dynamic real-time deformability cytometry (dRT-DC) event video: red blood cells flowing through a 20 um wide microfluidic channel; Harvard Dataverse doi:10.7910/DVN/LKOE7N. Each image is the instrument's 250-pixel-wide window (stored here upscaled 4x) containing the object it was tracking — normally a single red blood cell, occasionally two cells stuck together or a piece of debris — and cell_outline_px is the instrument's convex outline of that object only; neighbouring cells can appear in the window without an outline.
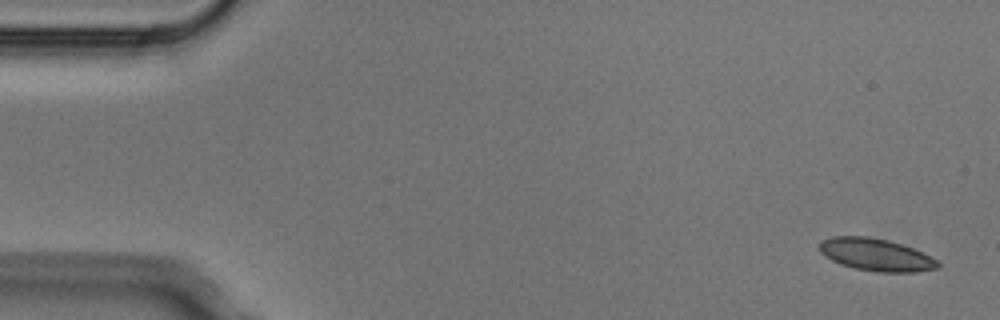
{"species": "Egyptian fruit bat (a non-hibernating species)", "species_latin": "Rousettus aegyptiacus", "temperature_condition": "cold", "stored_images_in_passage": 8, "camera_frame_rate_fps": 3000, "um_per_image_px": 0.085, "animal": {"sex": "male"}, "frame": {"image": 1, "passage_image": 1, "time_ms": 0.0, "image_size_px": [1000, 320], "cell_outline_px": [[940, 268], [916, 272], [880, 272], [856, 268], [840, 264], [824, 256], [820, 252], [820, 240], [832, 236], [868, 236], [888, 240], [912, 248], [936, 260], [940, 264]], "centroid_in_image_um": [74.42, 21.65], "position_along_channel_um": 10.6, "area_um2": 22.2}}
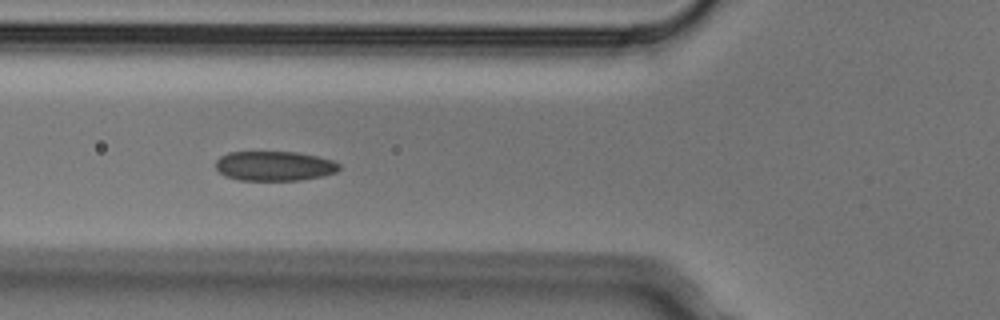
{"frame": {"image": 2, "passage_image": 5, "time_ms": 1.333, "image_size_px": [1000, 320], "cell_outline_px": [[340, 168], [336, 172], [320, 176], [300, 180], [240, 180], [224, 176], [216, 168], [216, 160], [220, 156], [228, 152], [296, 152], [316, 156], [332, 160], [340, 164]], "centroid_in_image_um": [23.3, 14.1], "position_along_channel_um": 102.5, "area_um2": 21.27}}
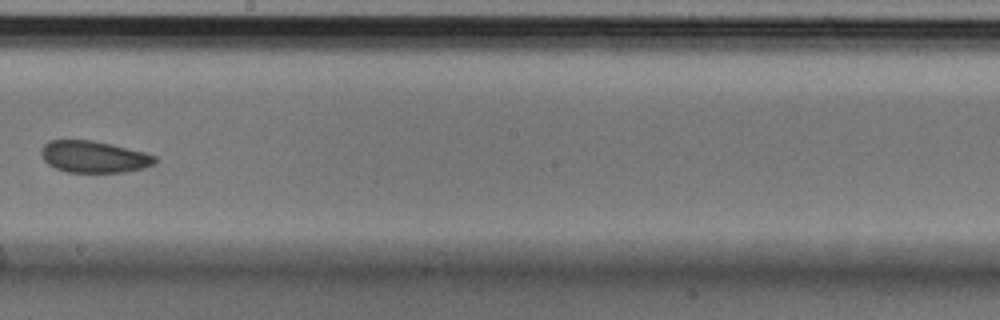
{"frame": {"image": 3, "passage_image": 8, "time_ms": 2.333, "image_size_px": [1000, 320], "cell_outline_px": [[156, 164], [144, 168], [124, 172], [68, 172], [56, 168], [48, 164], [44, 160], [40, 152], [40, 148], [48, 140], [92, 140], [144, 152], [156, 156]], "centroid_in_image_um": [7.97, 13.33], "position_along_channel_um": 240.2, "area_um2": 21.04}}